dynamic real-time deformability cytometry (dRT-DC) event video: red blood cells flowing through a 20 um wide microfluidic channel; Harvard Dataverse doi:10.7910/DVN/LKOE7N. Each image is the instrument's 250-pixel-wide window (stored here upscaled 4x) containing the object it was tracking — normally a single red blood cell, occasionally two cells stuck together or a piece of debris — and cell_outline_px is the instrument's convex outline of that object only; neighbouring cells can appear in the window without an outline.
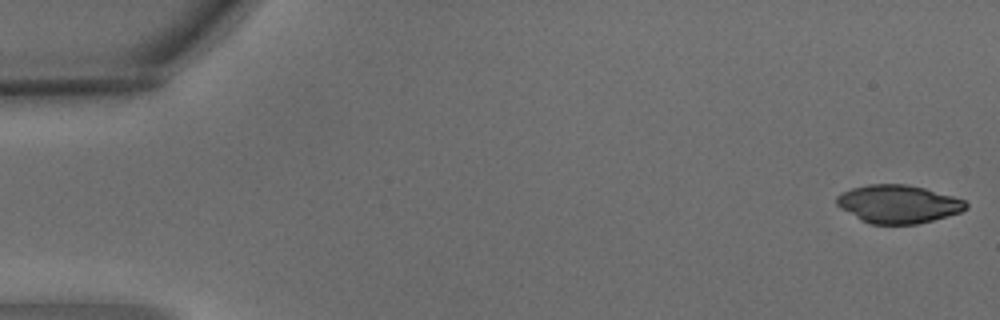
{"species": "common noctule bat (a hibernating species)", "species_latin": "Nyctalus noctula", "temperature_condition": "warm", "stored_images_in_passage": 3, "camera_frame_rate_fps": 3000, "um_per_image_px": 0.085, "animal": {"sex": "male", "body_mass_g": 15.6}, "frame": {"image": 1, "passage_image": 1, "time_ms": 0.0, "image_size_px": [1000, 320], "cell_outline_px": [[968, 208], [960, 212], [932, 220], [916, 224], [872, 224], [860, 220], [840, 208], [836, 204], [836, 196], [840, 192], [852, 188], [868, 184], [908, 184], [924, 188], [952, 196], [964, 200], [968, 204]], "centroid_in_image_um": [76.31, 17.34], "position_along_channel_um": 8.7, "area_um2": 28.73}}